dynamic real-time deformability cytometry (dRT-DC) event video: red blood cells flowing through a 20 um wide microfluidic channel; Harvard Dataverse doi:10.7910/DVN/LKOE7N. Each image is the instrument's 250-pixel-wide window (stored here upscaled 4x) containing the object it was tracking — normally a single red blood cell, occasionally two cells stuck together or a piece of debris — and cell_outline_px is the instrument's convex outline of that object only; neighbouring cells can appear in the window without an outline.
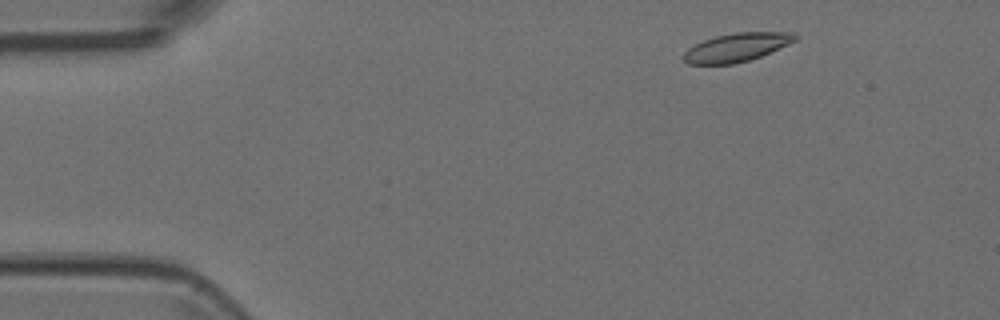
{"species": "Egyptian fruit bat (a non-hibernating species)", "species_latin": "Rousettus aegyptiacus", "temperature_condition": "room temperature", "stored_images_in_passage": 3, "camera_frame_rate_fps": 3000, "um_per_image_px": 0.085, "animal": {"sex": "female"}, "frame": {"image": 1, "passage_image": 1, "time_ms": 0.0, "image_size_px": [1000, 320], "cell_outline_px": [[800, 36], [796, 40], [788, 44], [760, 56], [748, 60], [732, 64], [688, 64], [680, 56], [688, 48], [704, 40], [716, 36], [736, 32], [792, 32]], "centroid_in_image_um": [62.6, 4.02], "position_along_channel_um": 22.4, "area_um2": 18.44}}